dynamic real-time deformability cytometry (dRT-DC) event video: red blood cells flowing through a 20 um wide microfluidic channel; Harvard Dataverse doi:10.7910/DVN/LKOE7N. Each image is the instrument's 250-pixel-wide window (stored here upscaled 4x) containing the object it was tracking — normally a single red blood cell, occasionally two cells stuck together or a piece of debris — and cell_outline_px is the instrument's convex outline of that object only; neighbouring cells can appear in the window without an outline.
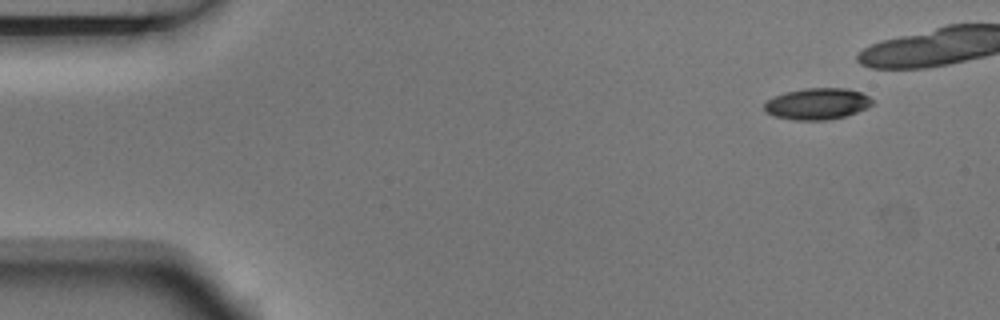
{"species": "Egyptian fruit bat (a non-hibernating species)", "species_latin": "Rousettus aegyptiacus", "temperature_condition": "room temperature", "stored_images_in_passage": 4, "camera_frame_rate_fps": 3000, "um_per_image_px": 0.085, "animal": {"sex": "male"}, "frame": {"image": 1, "passage_image": 1, "time_ms": 0.0, "image_size_px": [1000, 320], "cell_outline_px": [[872, 104], [868, 108], [844, 116], [828, 120], [796, 120], [776, 116], [768, 112], [764, 108], [764, 104], [768, 100], [784, 92], [804, 88], [844, 88], [860, 92], [868, 96], [872, 100]], "centroid_in_image_um": [69.48, 8.82], "position_along_channel_um": 15.5, "area_um2": 19.54}}